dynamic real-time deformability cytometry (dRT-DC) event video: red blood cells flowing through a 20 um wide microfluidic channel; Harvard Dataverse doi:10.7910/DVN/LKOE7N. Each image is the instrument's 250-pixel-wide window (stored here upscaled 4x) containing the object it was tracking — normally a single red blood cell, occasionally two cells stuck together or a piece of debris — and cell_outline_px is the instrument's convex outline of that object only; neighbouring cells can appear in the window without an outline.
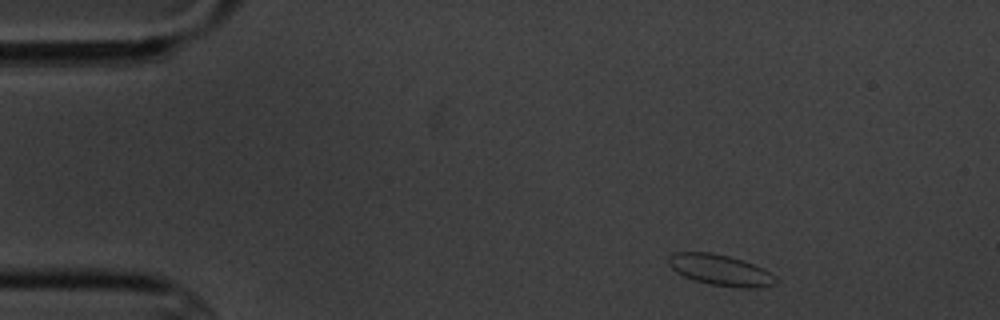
{"species": "common noctule bat (a hibernating species)", "species_latin": "Nyctalus noctula", "temperature_condition": "cold", "stored_images_in_passage": 10, "camera_frame_rate_fps": 3000, "um_per_image_px": 0.085, "animal": {"sex": "male", "body_mass_g": 20.1, "forearm_length_mm": 53.5}, "frame": {"image": 1, "passage_image": 1, "time_ms": 0.0, "image_size_px": [1000, 320], "cell_outline_px": [[776, 284], [760, 288], [740, 288], [708, 284], [684, 276], [676, 272], [668, 264], [668, 256], [676, 252], [712, 252], [744, 260], [764, 268], [776, 276]], "centroid_in_image_um": [61.26, 22.96], "position_along_channel_um": 23.7, "area_um2": 19.54}}
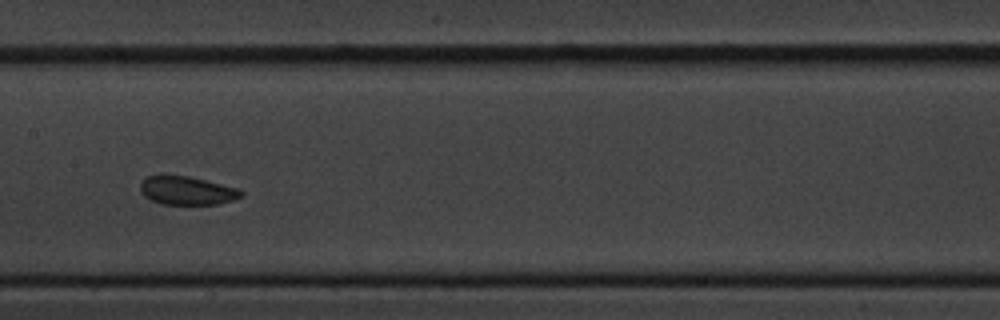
{"frame": {"image": 2, "passage_image": 7, "time_ms": 7.0, "image_size_px": [1000, 320], "cell_outline_px": [[244, 196], [220, 204], [160, 204], [144, 196], [140, 192], [140, 184], [148, 176], [160, 172], [188, 176], [240, 188], [244, 192]], "centroid_in_image_um": [15.88, 16.17], "position_along_channel_um": 191.5, "area_um2": 17.28}}
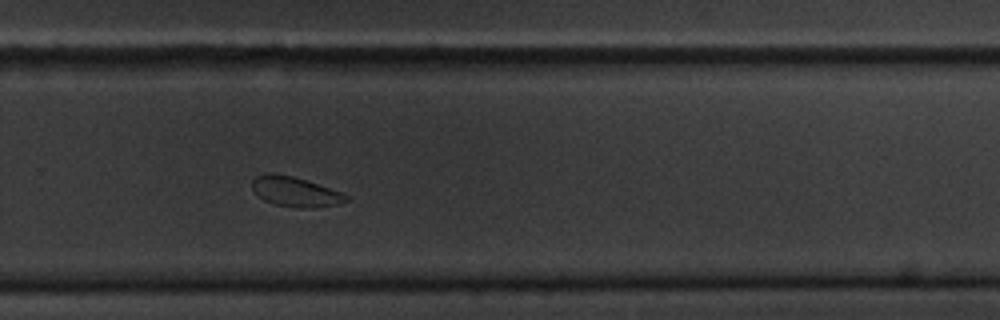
{"frame": {"image": 3, "passage_image": 10, "time_ms": 10.333, "image_size_px": [1000, 320], "cell_outline_px": [[352, 200], [340, 204], [312, 208], [296, 208], [276, 204], [264, 200], [252, 188], [252, 180], [256, 176], [264, 172], [272, 172], [292, 176], [344, 192], [352, 196]], "centroid_in_image_um": [25.18, 16.29], "position_along_channel_um": 304.6, "area_um2": 16.7}}